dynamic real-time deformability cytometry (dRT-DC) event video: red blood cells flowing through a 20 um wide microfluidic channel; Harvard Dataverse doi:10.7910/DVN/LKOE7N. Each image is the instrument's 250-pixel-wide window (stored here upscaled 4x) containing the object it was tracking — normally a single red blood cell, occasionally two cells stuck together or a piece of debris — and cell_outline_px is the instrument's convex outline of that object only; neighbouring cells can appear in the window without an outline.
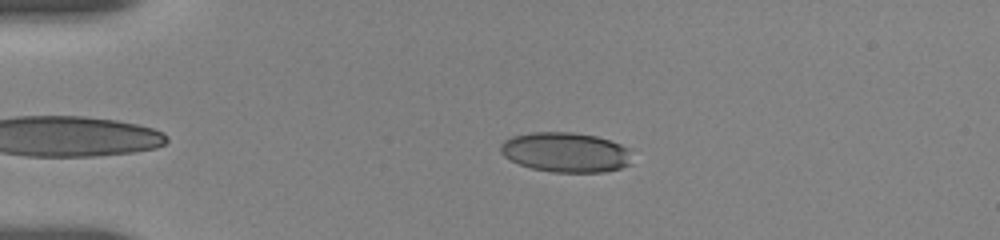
{"species": "human", "species_latin": "Homo sapiens", "temperature_condition": "room temperature", "stored_images_in_passage": 16, "camera_frame_rate_fps": 3000, "um_per_image_px": 0.085, "donor": {"sex": "female"}, "frame": {"image": 1, "passage_image": 7, "time_ms": 1.333, "image_size_px": [1000, 240], "cell_outline_px": [[632, 164], [620, 168], [604, 172], [552, 172], [532, 168], [520, 164], [504, 156], [500, 152], [500, 144], [504, 140], [512, 136], [532, 132], [572, 132], [596, 136], [620, 144], [628, 148]], "centroid_in_image_um": [48.08, 12.94], "position_along_channel_um": 36.9, "area_um2": 30.52}}